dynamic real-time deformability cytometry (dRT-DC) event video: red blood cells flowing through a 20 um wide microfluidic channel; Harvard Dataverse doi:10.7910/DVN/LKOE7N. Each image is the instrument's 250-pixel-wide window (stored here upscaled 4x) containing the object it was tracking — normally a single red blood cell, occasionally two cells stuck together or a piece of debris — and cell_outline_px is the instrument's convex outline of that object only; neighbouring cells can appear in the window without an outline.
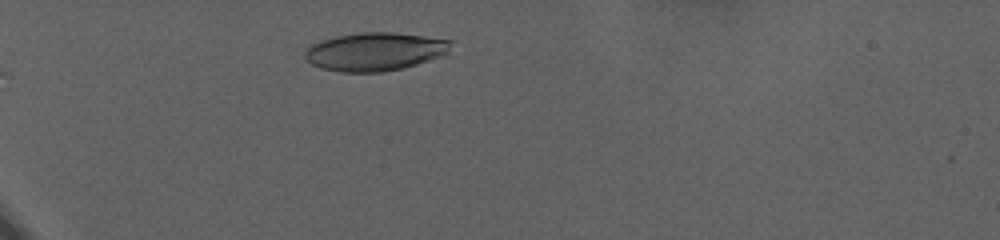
{"species": "human", "species_latin": "Homo sapiens", "temperature_condition": "warm", "stored_images_in_passage": 42, "camera_frame_rate_fps": 3000, "um_per_image_px": 0.085, "donor": {"sex": "female"}, "frame": {"image": 1, "passage_image": 2, "time_ms": 0.333, "image_size_px": [1000, 240], "cell_outline_px": [[448, 40], [444, 52], [424, 60], [400, 68], [376, 72], [348, 72], [324, 68], [308, 60], [308, 52], [316, 44], [324, 40], [344, 36], [416, 36]], "centroid_in_image_um": [31.8, 4.46], "position_along_channel_um": 53.2, "area_um2": 28.55}}
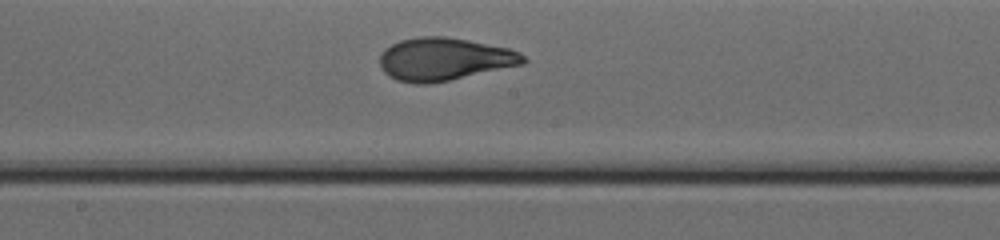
{"frame": {"image": 2, "passage_image": 24, "time_ms": 7.667, "image_size_px": [1000, 240], "cell_outline_px": [[524, 60], [520, 64], [444, 80], [400, 80], [392, 76], [380, 64], [380, 56], [388, 48], [404, 40], [464, 40], [504, 48], [516, 52], [524, 56]], "centroid_in_image_um": [37.79, 5.04], "position_along_channel_um": 210.4, "area_um2": 31.73}}
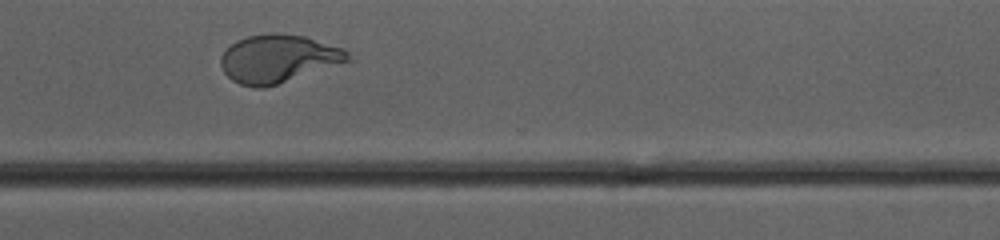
{"frame": {"image": 3, "passage_image": 39, "time_ms": 12.667, "image_size_px": [1000, 240], "cell_outline_px": [[344, 60], [276, 84], [240, 84], [228, 76], [224, 72], [220, 60], [224, 52], [232, 44], [248, 36], [300, 36], [340, 48], [344, 52]], "centroid_in_image_um": [23.5, 4.99], "position_along_channel_um": 347.1, "area_um2": 32.08}}